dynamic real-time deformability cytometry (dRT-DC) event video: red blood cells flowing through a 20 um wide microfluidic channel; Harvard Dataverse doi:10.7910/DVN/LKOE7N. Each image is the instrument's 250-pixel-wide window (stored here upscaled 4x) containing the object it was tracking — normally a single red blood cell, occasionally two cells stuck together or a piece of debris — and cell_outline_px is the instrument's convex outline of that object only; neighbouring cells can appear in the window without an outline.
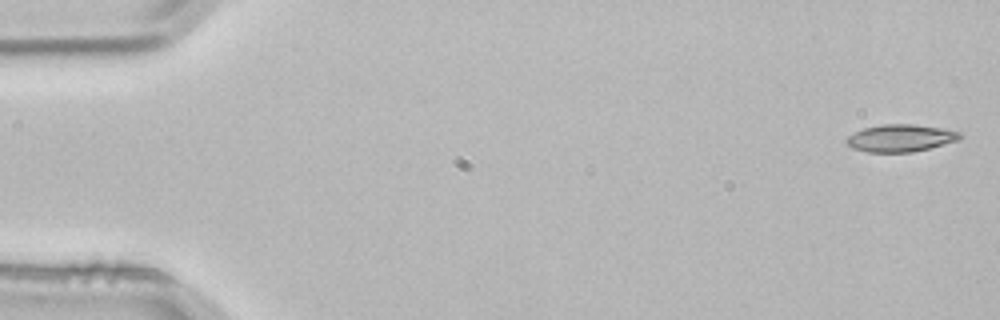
{"species": "common noctule bat (a hibernating species)", "species_latin": "Nyctalus noctula", "temperature_condition": "room temperature", "stored_images_in_passage": 4, "camera_frame_rate_fps": 3000, "um_per_image_px": 0.085, "animal": {"sex": "male", "body_mass_g": 21.5, "forearm_length_mm": 52.0}, "frame": {"image": 1, "passage_image": 1, "time_ms": 0.0, "image_size_px": [1000, 320], "cell_outline_px": [[964, 136], [960, 140], [912, 152], [868, 152], [852, 148], [844, 144], [844, 140], [848, 136], [864, 128], [884, 124], [912, 124], [944, 128], [960, 132]], "centroid_in_image_um": [76.55, 11.74], "position_along_channel_um": 8.4, "area_um2": 18.15}}
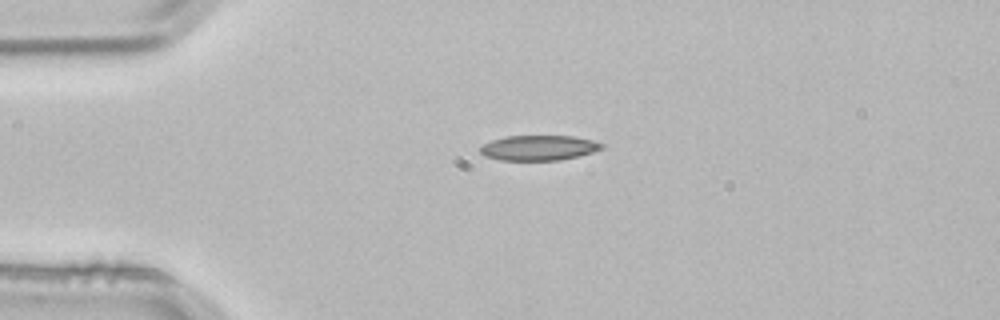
{"frame": {"image": 2, "passage_image": 3, "time_ms": 0.667, "image_size_px": [1000, 320], "cell_outline_px": [[604, 148], [592, 152], [560, 160], [500, 160], [484, 156], [480, 152], [480, 148], [484, 144], [492, 140], [508, 136], [572, 136], [592, 140], [604, 144]], "centroid_in_image_um": [45.79, 12.56], "position_along_channel_um": 39.2, "area_um2": 17.63}}
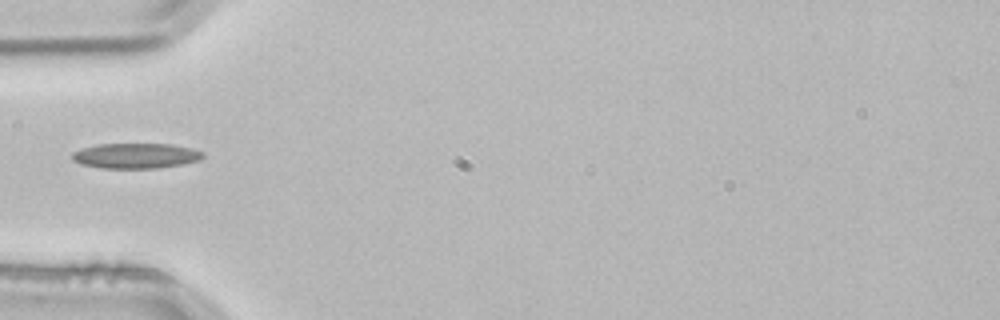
{"frame": {"image": 3, "passage_image": 4, "time_ms": 1.0, "image_size_px": [1000, 320], "cell_outline_px": [[204, 156], [200, 160], [184, 164], [156, 168], [100, 168], [80, 164], [72, 160], [72, 152], [80, 148], [96, 144], [172, 144], [192, 148], [204, 152]], "centroid_in_image_um": [11.53, 13.24], "position_along_channel_um": 73.5, "area_um2": 19.48}}